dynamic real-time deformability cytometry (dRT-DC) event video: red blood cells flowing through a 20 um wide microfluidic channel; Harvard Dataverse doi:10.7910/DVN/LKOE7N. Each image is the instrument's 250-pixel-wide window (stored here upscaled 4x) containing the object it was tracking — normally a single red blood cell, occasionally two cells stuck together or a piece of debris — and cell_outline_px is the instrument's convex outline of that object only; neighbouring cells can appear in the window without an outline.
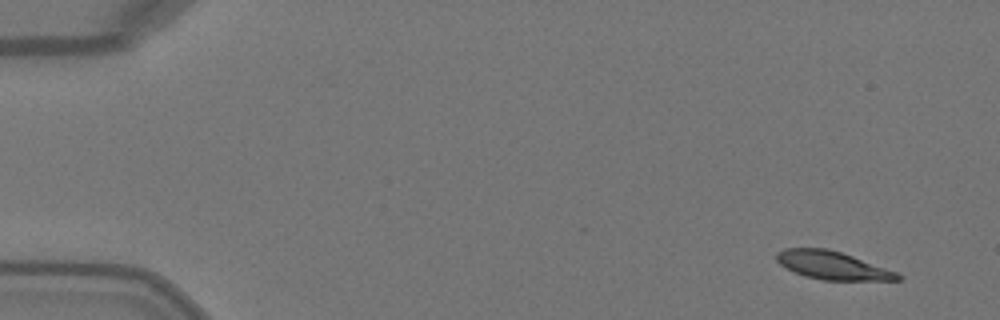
{"species": "Egyptian fruit bat (a non-hibernating species)", "species_latin": "Rousettus aegyptiacus", "temperature_condition": "warm", "stored_images_in_passage": 48, "camera_frame_rate_fps": 3000, "um_per_image_px": 0.085, "animal": {"sex": "female"}, "frame": {"image": 1, "passage_image": 1, "time_ms": 0.0, "image_size_px": [1000, 320], "cell_outline_px": [[904, 276], [900, 280], [824, 280], [804, 276], [780, 264], [776, 260], [776, 252], [784, 248], [824, 248], [840, 252], [900, 272]], "centroid_in_image_um": [70.8, 22.56], "position_along_channel_um": 14.2, "area_um2": 19.83}}
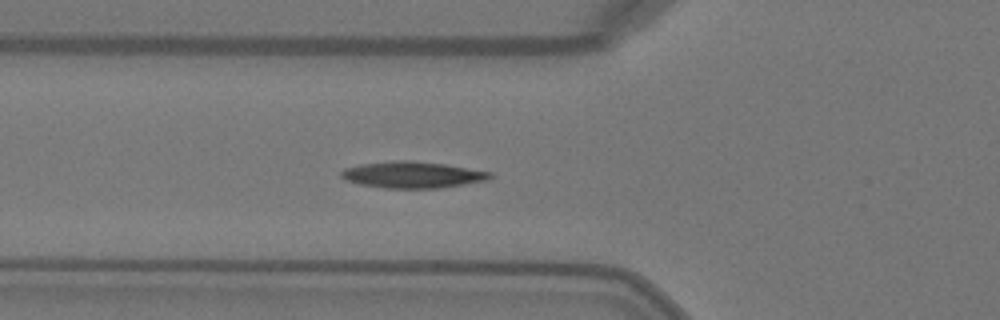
{"frame": {"image": 2, "passage_image": 16, "time_ms": 5.0, "image_size_px": [1000, 320], "cell_outline_px": [[492, 176], [488, 180], [464, 184], [436, 188], [384, 188], [360, 184], [348, 180], [340, 176], [340, 172], [344, 168], [360, 164], [400, 160], [408, 160], [444, 164], [492, 172]], "centroid_in_image_um": [35.05, 14.85], "position_along_channel_um": 90.7, "area_um2": 22.72}}
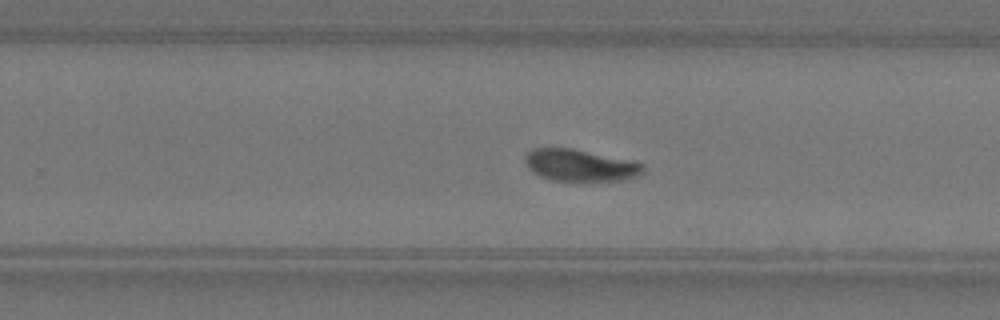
{"frame": {"image": 3, "passage_image": 30, "time_ms": 9.667, "image_size_px": [1000, 320], "cell_outline_px": [[644, 172], [636, 176], [624, 180], [552, 180], [540, 176], [532, 172], [528, 168], [524, 160], [524, 156], [532, 148], [572, 148], [632, 160], [644, 164]], "centroid_in_image_um": [49.3, 14.03], "position_along_channel_um": 280.5, "area_um2": 21.91}, "authors_computed_cell_mechanics": {"area_um2": 21.7617, "velocity_mm_per_s": 4.0625, "shape_relaxation_time_tau1_ms": 4.2453, "shape_relaxation_time_tau2_ms": 3.2946, "deformation_change_tau1": 0.1976, "deformation_change_tau2": 0.0754}}